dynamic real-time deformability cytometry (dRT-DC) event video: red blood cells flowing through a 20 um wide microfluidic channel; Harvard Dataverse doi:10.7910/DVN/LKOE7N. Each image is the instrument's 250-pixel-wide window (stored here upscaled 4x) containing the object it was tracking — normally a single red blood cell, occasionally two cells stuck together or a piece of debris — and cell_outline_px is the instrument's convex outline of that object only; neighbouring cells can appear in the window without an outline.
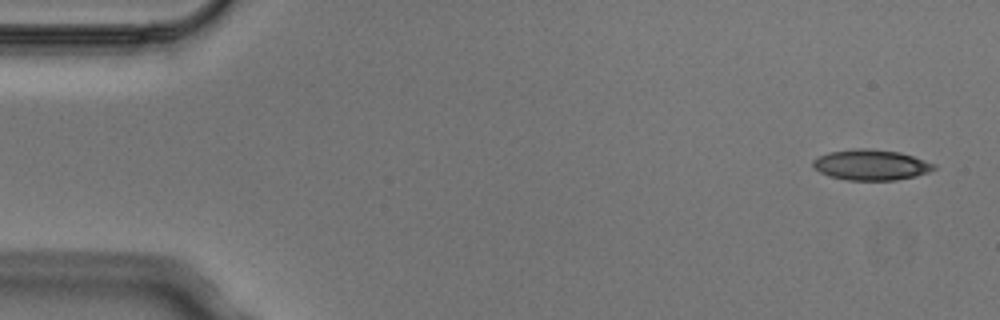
{"species": "Egyptian fruit bat (a non-hibernating species)", "species_latin": "Rousettus aegyptiacus", "temperature_condition": "cold", "stored_images_in_passage": 4, "camera_frame_rate_fps": 3000, "um_per_image_px": 0.085, "animal": {"sex": "male"}, "frame": {"image": 1, "passage_image": 1, "time_ms": 0.0, "image_size_px": [1000, 320], "cell_outline_px": [[936, 168], [928, 172], [916, 176], [896, 180], [848, 180], [828, 176], [812, 168], [812, 160], [828, 152], [856, 148], [868, 148], [900, 152], [936, 164]], "centroid_in_image_um": [74.01, 14.01], "position_along_channel_um": 11.0, "area_um2": 21.68}}
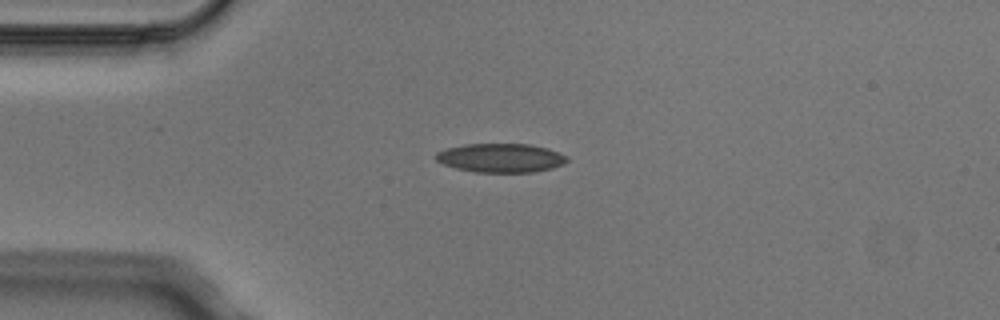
{"frame": {"image": 2, "passage_image": 3, "time_ms": 0.667, "image_size_px": [1000, 320], "cell_outline_px": [[568, 160], [564, 164], [552, 168], [532, 172], [476, 172], [456, 168], [444, 164], [436, 160], [436, 152], [448, 148], [464, 144], [528, 144], [548, 148], [568, 156]], "centroid_in_image_um": [42.59, 13.42], "position_along_channel_um": 42.4, "area_um2": 22.02}}
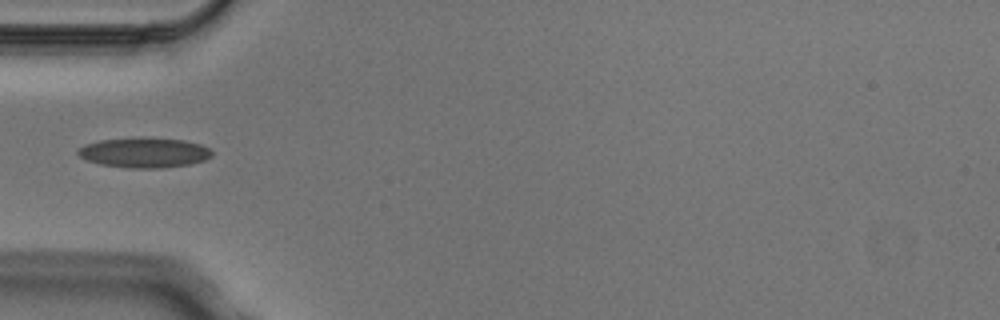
{"frame": {"image": 3, "passage_image": 4, "time_ms": 1.0, "image_size_px": [1000, 320], "cell_outline_px": [[212, 156], [204, 160], [188, 164], [164, 168], [128, 168], [100, 164], [88, 160], [80, 156], [76, 152], [84, 144], [100, 140], [140, 136], [144, 136], [184, 140], [200, 144], [208, 148], [212, 152]], "centroid_in_image_um": [12.25, 12.95], "position_along_channel_um": 72.7, "area_um2": 23.7}}